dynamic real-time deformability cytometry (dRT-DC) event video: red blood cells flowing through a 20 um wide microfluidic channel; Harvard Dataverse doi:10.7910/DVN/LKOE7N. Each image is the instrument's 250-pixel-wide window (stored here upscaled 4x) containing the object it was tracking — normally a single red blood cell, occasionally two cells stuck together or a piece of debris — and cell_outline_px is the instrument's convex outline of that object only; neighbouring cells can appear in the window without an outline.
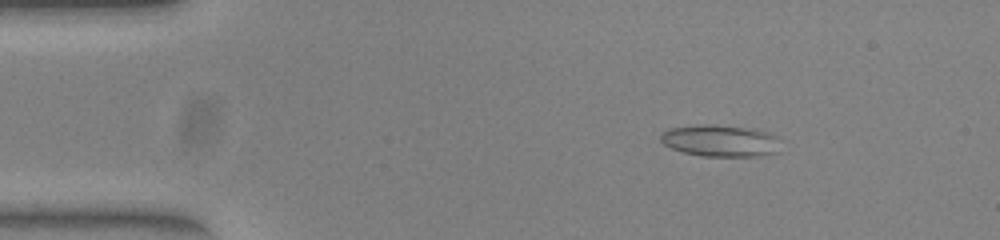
{"species": "common noctule bat (a hibernating species)", "species_latin": "Nyctalus noctula", "temperature_condition": "warm", "stored_images_in_passage": 52, "camera_frame_rate_fps": 3000, "um_per_image_px": 0.085, "animal": {"sex": "female", "body_mass_g": 23.0, "forearm_length_mm": 53.4}, "frame": {"image": 1, "passage_image": 8, "time_ms": 2.333, "image_size_px": [1000, 240], "cell_outline_px": [[784, 140], [780, 152], [760, 156], [704, 156], [684, 152], [672, 148], [664, 144], [660, 140], [660, 136], [664, 132], [672, 128], [704, 124], [716, 124], [752, 128], [768, 132]], "centroid_in_image_um": [61.36, 11.96], "position_along_channel_um": 23.6, "area_um2": 22.6}}
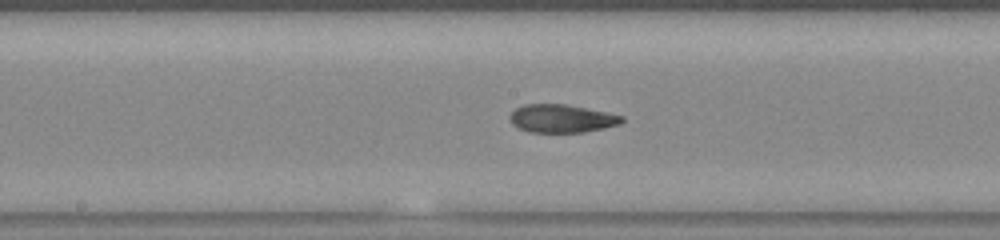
{"frame": {"image": 2, "passage_image": 27, "time_ms": 8.667, "image_size_px": [1000, 240], "cell_outline_px": [[624, 120], [620, 124], [604, 128], [584, 132], [528, 132], [512, 124], [508, 116], [516, 108], [524, 104], [568, 104], [624, 116]], "centroid_in_image_um": [47.74, 10.07], "position_along_channel_um": 200.5, "area_um2": 18.38}}
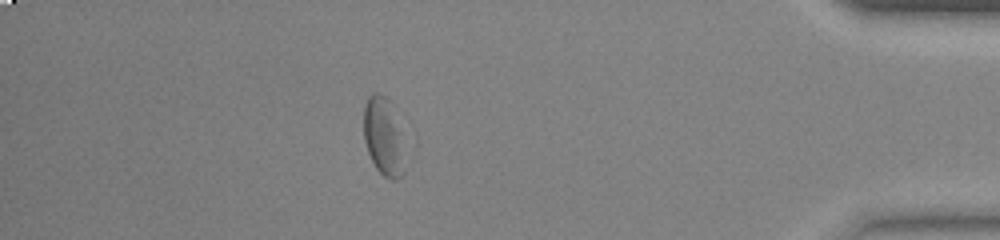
{"frame": {"image": 3, "passage_image": 46, "time_ms": 15.0, "image_size_px": [1000, 240], "cell_outline_px": [[404, 172], [396, 180], [392, 180], [384, 176], [376, 168], [368, 152], [364, 140], [364, 108], [368, 96], [372, 92], [380, 92], [388, 100], [396, 132]], "centroid_in_image_um": [32.47, 11.62], "position_along_channel_um": 402.7, "area_um2": 17.05}, "authors_computed_cell_mechanics": {"area_um2": 19.2763, "velocity_mm_per_s": 3.9163, "shape_relaxation_time_tau1_ms": null, "shape_relaxation_time_tau2_ms": 4.1102, "deformation_change_tau1": null, "deformation_change_tau2": 0.1087}}